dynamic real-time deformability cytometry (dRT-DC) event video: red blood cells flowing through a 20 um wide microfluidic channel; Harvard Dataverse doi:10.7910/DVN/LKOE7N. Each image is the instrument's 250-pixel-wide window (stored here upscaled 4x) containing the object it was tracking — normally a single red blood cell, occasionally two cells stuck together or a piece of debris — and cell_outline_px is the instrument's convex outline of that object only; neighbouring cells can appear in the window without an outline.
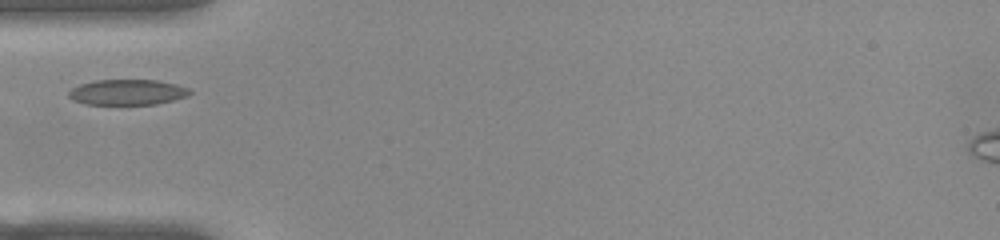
{"species": "common noctule bat (a hibernating species)", "species_latin": "Nyctalus noctula", "temperature_condition": "warm", "stored_images_in_passage": 23, "camera_frame_rate_fps": 3000, "um_per_image_px": 0.085, "animal": {"sex": "female", "body_mass_g": 22.0, "forearm_length_mm": 56.7}, "frame": {"image": 1, "passage_image": 1, "time_ms": 0.0, "image_size_px": [1000, 240], "cell_outline_px": [[192, 92], [188, 96], [156, 104], [84, 104], [72, 100], [68, 96], [68, 92], [72, 88], [80, 84], [96, 80], [156, 80], [176, 84], [188, 88]], "centroid_in_image_um": [10.81, 7.84], "position_along_channel_um": 74.2, "area_um2": 17.98}}